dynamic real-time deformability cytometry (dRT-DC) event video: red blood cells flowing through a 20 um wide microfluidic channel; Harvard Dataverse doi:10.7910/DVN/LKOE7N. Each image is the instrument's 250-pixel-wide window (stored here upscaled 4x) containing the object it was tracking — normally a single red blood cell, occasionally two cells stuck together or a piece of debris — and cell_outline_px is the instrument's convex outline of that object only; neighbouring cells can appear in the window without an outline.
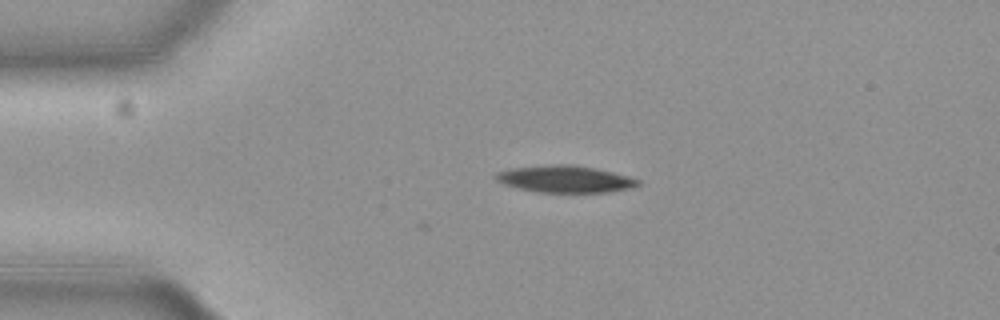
{"species": "common noctule bat (a hibernating species)", "species_latin": "Nyctalus noctula", "temperature_condition": "cold", "stored_images_in_passage": 33, "camera_frame_rate_fps": 3000, "um_per_image_px": 0.085, "animal": {"sex": "female", "body_mass_g": 19.3, "forearm_length_mm": 54.1}, "frame": {"image": 1, "passage_image": 1, "time_ms": 0.0, "image_size_px": [1000, 320], "cell_outline_px": [[640, 184], [628, 188], [608, 192], [536, 192], [504, 184], [496, 180], [492, 176], [496, 172], [508, 168], [552, 164], [572, 164], [596, 168], [628, 176], [640, 180]], "centroid_in_image_um": [47.98, 15.2], "position_along_channel_um": 37.0, "area_um2": 22.37}}
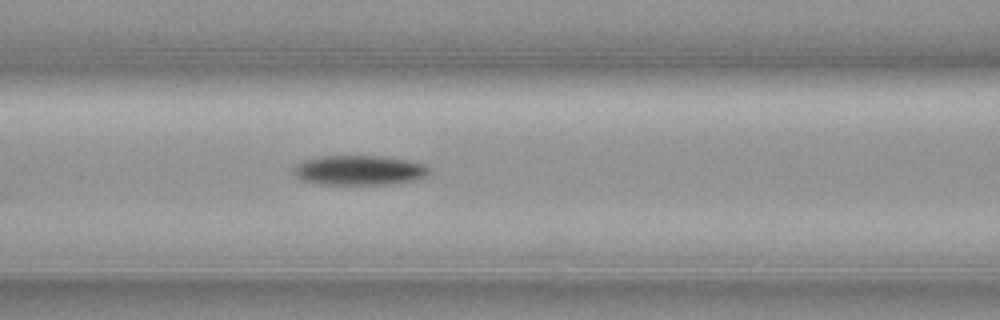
{"frame": {"image": 2, "passage_image": 12, "time_ms": 3.667, "image_size_px": [1000, 320], "cell_outline_px": [[432, 172], [416, 180], [392, 184], [320, 184], [304, 180], [292, 176], [292, 172], [296, 164], [304, 160], [320, 156], [380, 156], [404, 160], [424, 164]], "centroid_in_image_um": [30.5, 14.47], "position_along_channel_um": 136.1, "area_um2": 23.47}}
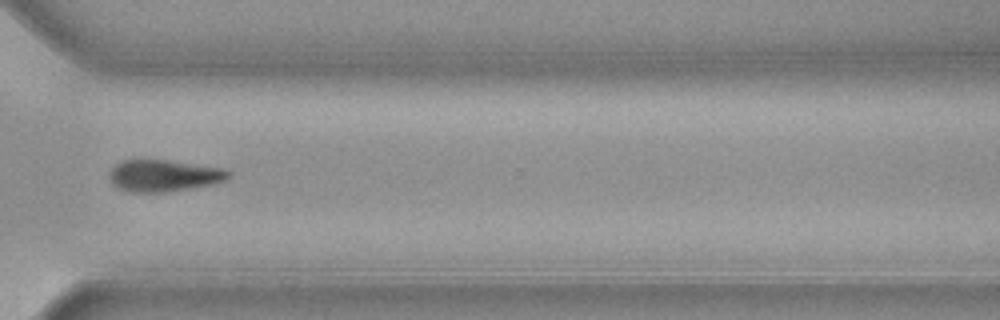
{"frame": {"image": 3, "passage_image": 30, "time_ms": 9.667, "image_size_px": [1000, 320], "cell_outline_px": [[232, 172], [228, 180], [212, 184], [168, 192], [132, 192], [116, 188], [112, 184], [108, 176], [112, 168], [116, 164], [124, 160], [168, 160], [224, 168]], "centroid_in_image_um": [13.94, 14.93], "position_along_channel_um": 356.7, "area_um2": 22.2}, "authors_computed_cell_mechanics": {"area_um2": 23.9292, "velocity_mm_per_s": 3.6895, "shape_relaxation_time_tau1_ms": 4.2137, "shape_relaxation_time_tau2_ms": null, "deformation_change_tau1": 0.1407, "deformation_change_tau2": null}}